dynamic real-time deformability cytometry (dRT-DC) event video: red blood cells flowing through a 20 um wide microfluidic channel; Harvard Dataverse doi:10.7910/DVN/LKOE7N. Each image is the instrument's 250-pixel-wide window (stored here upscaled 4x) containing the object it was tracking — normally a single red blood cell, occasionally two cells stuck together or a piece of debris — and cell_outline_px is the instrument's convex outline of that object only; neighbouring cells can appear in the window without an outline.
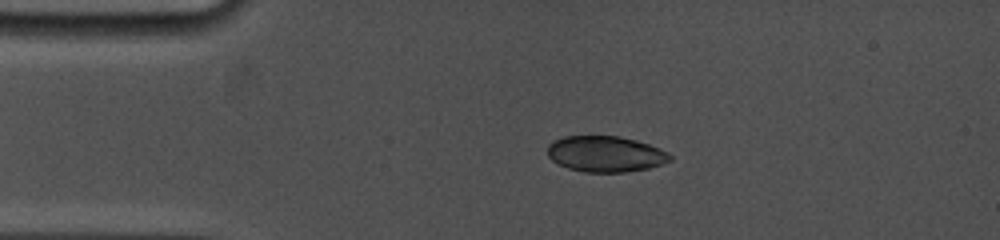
{"species": "common noctule bat (a hibernating species)", "species_latin": "Nyctalus noctula", "temperature_condition": "cold", "stored_images_in_passage": 3, "camera_frame_rate_fps": 5000, "um_per_image_px": 0.085, "animal": {"sex": "female", "body_mass_g": 19.0, "forearm_length_mm": 53.3}, "frame": {"image": 1, "passage_image": 1, "time_ms": 0.0, "image_size_px": [1000, 240], "cell_outline_px": [[672, 160], [648, 168], [624, 172], [584, 172], [568, 168], [552, 160], [548, 156], [548, 144], [552, 140], [564, 136], [620, 136], [636, 140], [660, 148], [668, 152], [672, 156]], "centroid_in_image_um": [51.46, 13.08], "position_along_channel_um": 33.5, "area_um2": 25.66}}
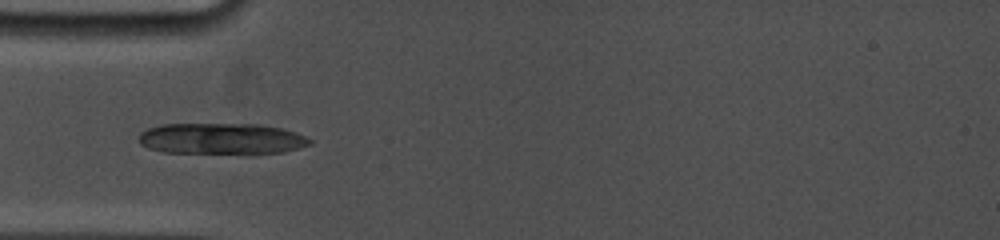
{"frame": {"image": 2, "passage_image": 3, "time_ms": 1.8, "image_size_px": [1000, 240], "cell_outline_px": [[312, 144], [300, 148], [284, 152], [164, 152], [148, 148], [140, 144], [140, 132], [148, 128], [160, 124], [260, 124], [280, 128], [296, 132], [312, 140]], "centroid_in_image_um": [18.83, 11.77], "position_along_channel_um": 66.2, "area_um2": 30.58}}